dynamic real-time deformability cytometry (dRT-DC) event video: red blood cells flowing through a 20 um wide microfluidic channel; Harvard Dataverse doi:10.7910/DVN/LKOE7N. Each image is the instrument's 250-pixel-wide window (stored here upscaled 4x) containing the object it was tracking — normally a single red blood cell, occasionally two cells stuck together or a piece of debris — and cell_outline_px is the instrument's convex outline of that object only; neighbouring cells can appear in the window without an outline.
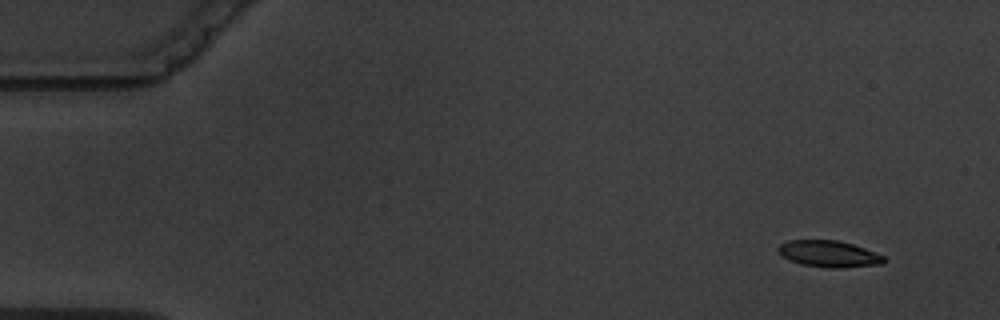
{"species": "common noctule bat (a hibernating species)", "species_latin": "Nyctalus noctula", "temperature_condition": "warm", "stored_images_in_passage": 5, "camera_frame_rate_fps": 3000, "um_per_image_px": 0.085, "animal": {"sex": "male", "body_mass_g": 19.5, "forearm_length_mm": 54.6}, "frame": {"image": 1, "passage_image": 1, "time_ms": 0.0, "image_size_px": [1000, 320], "cell_outline_px": [[884, 264], [840, 268], [828, 268], [800, 264], [784, 256], [776, 248], [780, 244], [788, 240], [836, 240], [852, 244], [864, 248], [884, 256]], "centroid_in_image_um": [70.47, 21.58], "position_along_channel_um": 14.5, "area_um2": 16.18}}
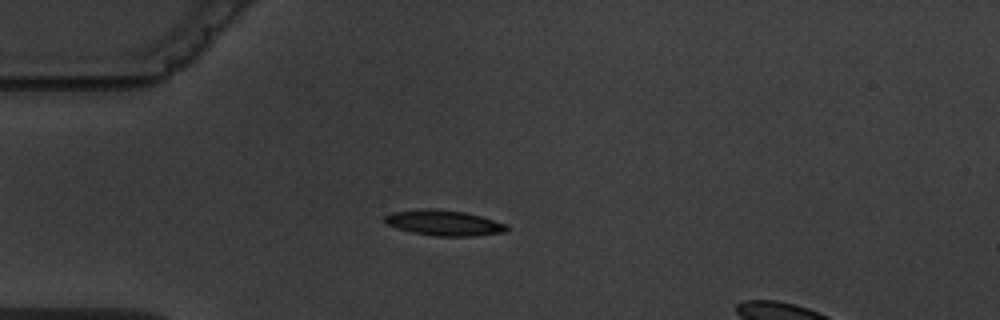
{"frame": {"image": 2, "passage_image": 4, "time_ms": 3.667, "image_size_px": [1000, 320], "cell_outline_px": [[508, 232], [472, 236], [436, 236], [412, 232], [396, 228], [388, 224], [384, 220], [384, 216], [392, 212], [428, 208], [436, 208], [464, 212], [480, 216], [504, 224], [508, 228]], "centroid_in_image_um": [37.71, 18.94], "position_along_channel_um": 47.3, "area_um2": 17.98}}